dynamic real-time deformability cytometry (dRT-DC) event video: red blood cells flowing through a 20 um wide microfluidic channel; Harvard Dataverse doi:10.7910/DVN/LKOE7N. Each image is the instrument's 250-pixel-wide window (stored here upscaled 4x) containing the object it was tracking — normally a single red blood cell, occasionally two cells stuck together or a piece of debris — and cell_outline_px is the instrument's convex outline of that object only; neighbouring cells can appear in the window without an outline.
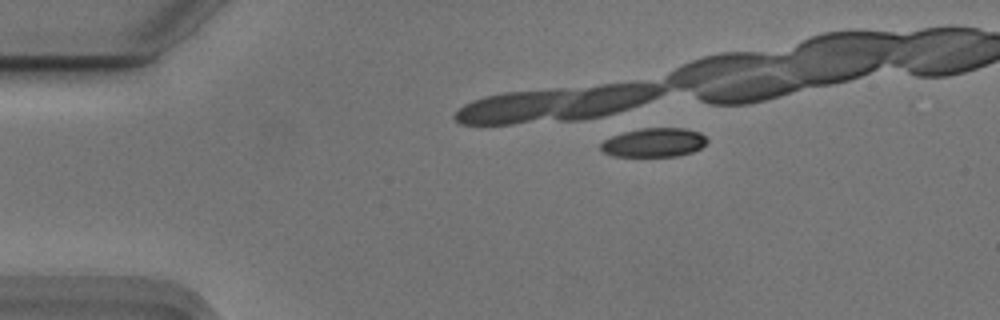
{"species": "Egyptian fruit bat (a non-hibernating species)", "species_latin": "Rousettus aegyptiacus", "temperature_condition": "cold", "stored_images_in_passage": 11, "camera_frame_rate_fps": 3000, "um_per_image_px": 0.085, "animal": {"sex": "male"}, "frame": {"image": 1, "passage_image": 4, "time_ms": 1.0, "image_size_px": [1000, 320], "cell_outline_px": [[708, 140], [700, 148], [692, 152], [676, 156], [612, 156], [604, 152], [600, 148], [600, 144], [604, 140], [612, 136], [624, 132], [640, 128], [684, 128], [700, 132]], "centroid_in_image_um": [55.58, 12.11], "position_along_channel_um": 29.4, "area_um2": 17.86}}